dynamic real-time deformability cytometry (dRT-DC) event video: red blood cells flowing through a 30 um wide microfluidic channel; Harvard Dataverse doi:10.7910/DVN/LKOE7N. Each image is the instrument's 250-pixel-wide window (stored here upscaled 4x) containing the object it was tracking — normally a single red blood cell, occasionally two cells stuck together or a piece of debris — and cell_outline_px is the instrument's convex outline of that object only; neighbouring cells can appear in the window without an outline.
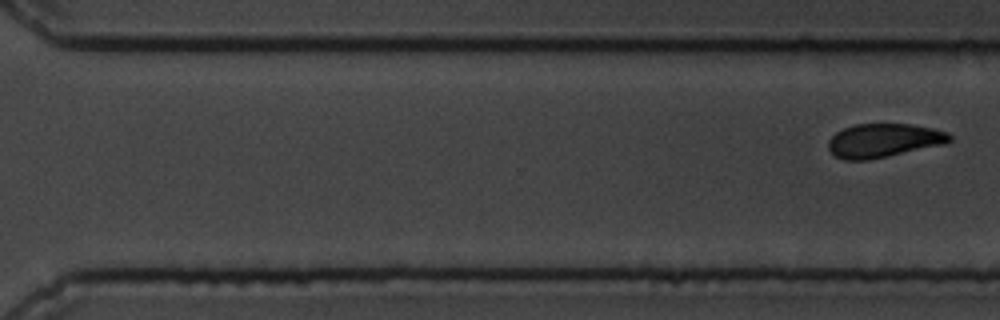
{"species": "common noctule bat (a hibernating species)", "species_latin": "Nyctalus noctula", "temperature_condition": "cold", "stored_images_in_passage": 11, "segment_of_instrument_passage": [2, 2], "camera_frame_rate_fps": 3000, "um_per_image_px": 0.085, "animal": {"sex": "male", "body_mass_g": 19.5, "forearm_length_mm": 54.6}, "frame": {"image": 1, "passage_image": 11, "time_ms": 12.333, "image_size_px": [1000, 320], "cell_outline_px": [[952, 140], [944, 144], [888, 156], [868, 160], [844, 160], [836, 156], [828, 148], [828, 140], [836, 132], [844, 128], [856, 124], [912, 124], [932, 128], [948, 132], [952, 136]], "centroid_in_image_um": [75.11, 11.94], "position_along_channel_um": 295.5, "area_um2": 23.81}}